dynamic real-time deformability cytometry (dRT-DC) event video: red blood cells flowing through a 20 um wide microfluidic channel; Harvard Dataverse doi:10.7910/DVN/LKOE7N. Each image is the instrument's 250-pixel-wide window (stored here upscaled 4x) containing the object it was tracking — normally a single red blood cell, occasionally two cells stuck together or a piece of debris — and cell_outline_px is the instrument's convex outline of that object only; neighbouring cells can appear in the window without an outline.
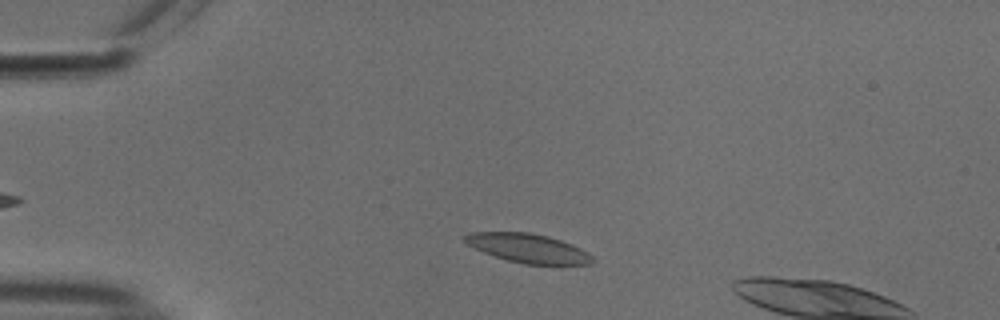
{"species": "common noctule bat (a hibernating species)", "species_latin": "Nyctalus noctula", "temperature_condition": "cold", "stored_images_in_passage": 10, "camera_frame_rate_fps": 3000, "um_per_image_px": 0.085, "animal": {"sex": "male", "body_mass_g": 18.8}, "frame": {"image": 1, "passage_image": 6, "time_ms": 1.667, "image_size_px": [1000, 320], "cell_outline_px": [[596, 260], [592, 264], [524, 264], [508, 260], [484, 252], [468, 244], [464, 240], [464, 236], [468, 232], [528, 232], [548, 236], [572, 244], [588, 252]], "centroid_in_image_um": [44.92, 21.09], "position_along_channel_um": 40.1, "area_um2": 21.39}}